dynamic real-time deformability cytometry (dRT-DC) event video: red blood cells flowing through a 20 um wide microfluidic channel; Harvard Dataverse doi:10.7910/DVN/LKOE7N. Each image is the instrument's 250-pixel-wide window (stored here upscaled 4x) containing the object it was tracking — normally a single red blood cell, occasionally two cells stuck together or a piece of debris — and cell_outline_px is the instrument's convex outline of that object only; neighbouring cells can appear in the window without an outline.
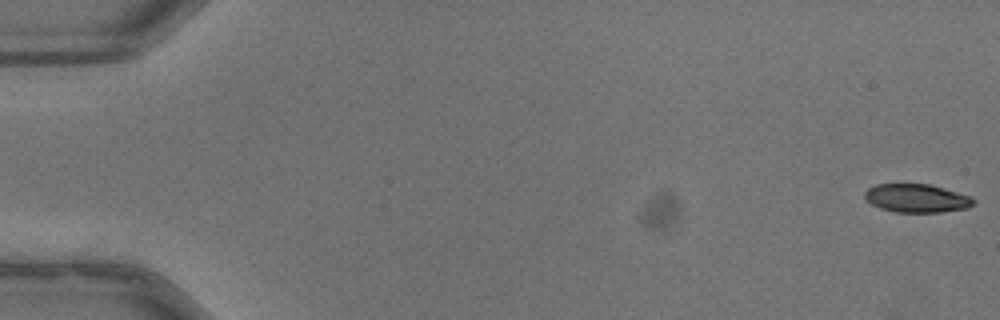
{"species": "common noctule bat (a hibernating species)", "species_latin": "Nyctalus noctula", "temperature_condition": "warm", "stored_images_in_passage": 53, "camera_frame_rate_fps": 3000, "um_per_image_px": 0.085, "animal": {"sex": "male", "body_mass_g": 13.3}, "frame": {"image": 1, "passage_image": 1, "time_ms": 0.0, "image_size_px": [1000, 320], "cell_outline_px": [[976, 200], [968, 208], [940, 212], [896, 212], [880, 208], [872, 204], [864, 196], [864, 192], [868, 188], [876, 184], [928, 184], [972, 196]], "centroid_in_image_um": [77.92, 16.85], "position_along_channel_um": 7.1, "area_um2": 17.92}}
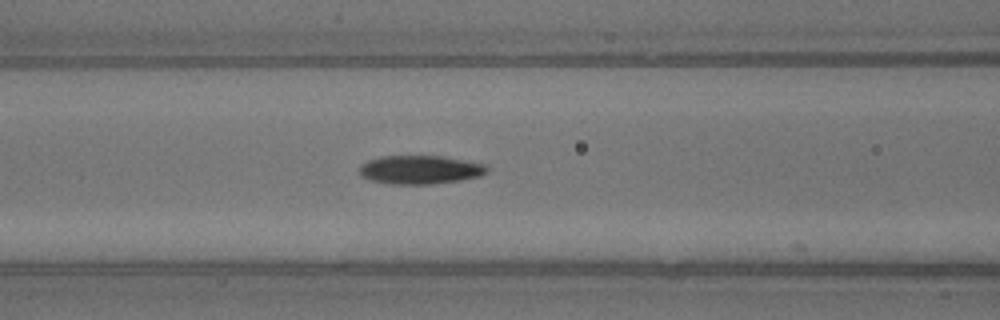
{"frame": {"image": 2, "passage_image": 23, "time_ms": 7.333, "image_size_px": [1000, 320], "cell_outline_px": [[488, 172], [480, 176], [460, 180], [432, 184], [392, 184], [372, 180], [360, 176], [360, 164], [368, 160], [380, 156], [444, 156], [484, 164], [488, 168]], "centroid_in_image_um": [35.7, 14.42], "position_along_channel_um": 130.9, "area_um2": 21.27}}
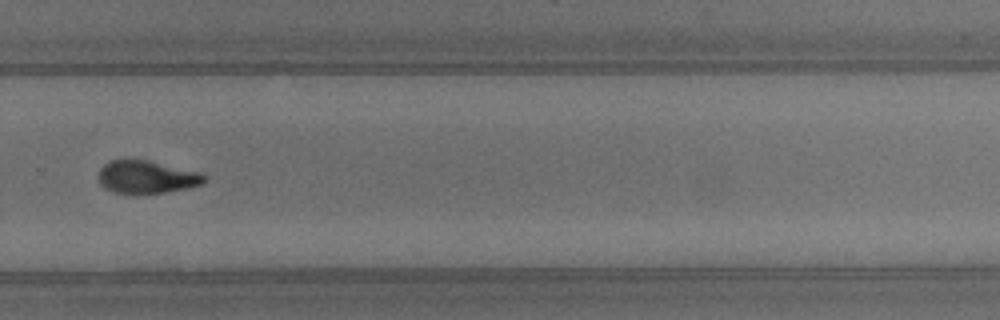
{"frame": {"image": 3, "passage_image": 37, "time_ms": 12.0, "image_size_px": [1000, 320], "cell_outline_px": [[208, 176], [204, 184], [188, 188], [164, 192], [112, 192], [104, 188], [100, 184], [100, 168], [104, 164], [112, 160], [148, 160], [204, 172]], "centroid_in_image_um": [12.56, 15.02], "position_along_channel_um": 317.2, "area_um2": 20.17}, "authors_computed_cell_mechanics": {"area_um2": 20.4612, "velocity_mm_per_s": 3.9996, "shape_relaxation_time_tau1_ms": 4.0407, "shape_relaxation_time_tau2_ms": 2.5505, "deformation_change_tau1": 0.19, "deformation_change_tau2": 0.0869}}